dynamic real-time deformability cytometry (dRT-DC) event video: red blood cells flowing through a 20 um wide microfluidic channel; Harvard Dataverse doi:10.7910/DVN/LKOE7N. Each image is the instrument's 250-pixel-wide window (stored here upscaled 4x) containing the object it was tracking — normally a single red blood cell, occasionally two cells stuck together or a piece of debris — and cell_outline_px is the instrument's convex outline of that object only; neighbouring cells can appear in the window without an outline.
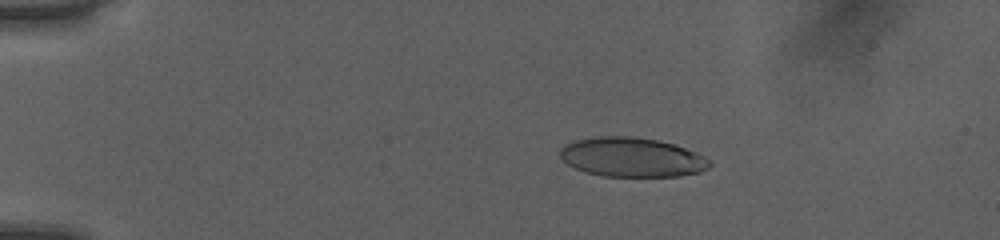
{"species": "human", "species_latin": "Homo sapiens", "temperature_condition": "room temperature", "stored_images_in_passage": 51, "camera_frame_rate_fps": 3000, "um_per_image_px": 0.085, "donor": {"sex": "female"}, "frame": {"image": 1, "passage_image": 10, "time_ms": 3.0, "image_size_px": [1000, 240], "cell_outline_px": [[712, 164], [708, 168], [700, 172], [680, 176], [604, 176], [584, 172], [568, 164], [560, 156], [560, 148], [576, 140], [600, 136], [632, 136], [656, 140], [672, 144], [696, 152], [704, 156]], "centroid_in_image_um": [53.72, 13.37], "position_along_channel_um": 31.3, "area_um2": 34.04}}
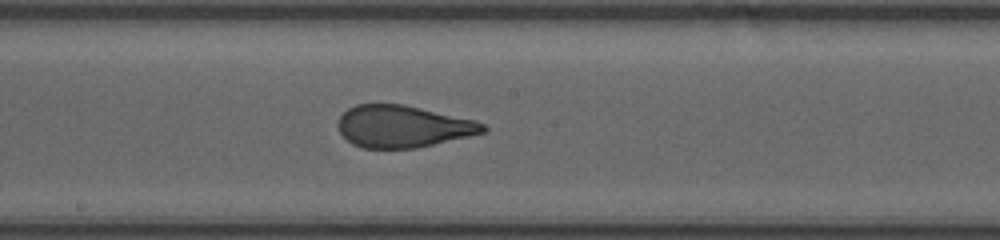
{"frame": {"image": 2, "passage_image": 29, "time_ms": 9.333, "image_size_px": [1000, 240], "cell_outline_px": [[488, 128], [484, 132], [468, 136], [416, 148], [360, 148], [352, 144], [340, 132], [336, 124], [340, 116], [348, 108], [356, 104], [400, 104], [472, 120], [484, 124]], "centroid_in_image_um": [34.17, 10.76], "position_along_channel_um": 214.0, "area_um2": 34.97}}
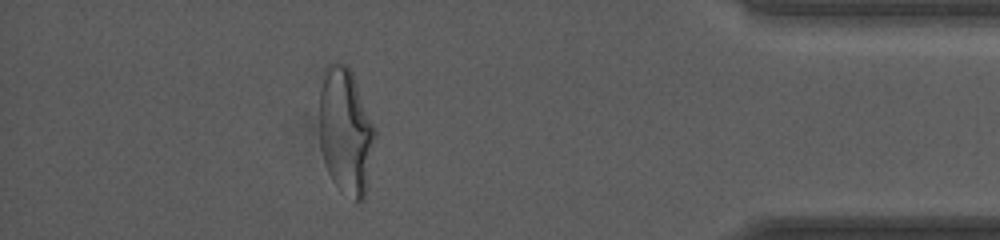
{"frame": {"image": 3, "passage_image": 46, "time_ms": 15.0, "image_size_px": [1000, 240], "cell_outline_px": [[376, 136], [364, 196], [356, 204], [340, 192], [332, 180], [324, 164], [320, 148], [320, 76], [324, 68], [328, 64], [344, 64], [352, 72], [376, 128]], "centroid_in_image_um": [29.37, 11.17], "position_along_channel_um": 405.8, "area_um2": 41.38}, "authors_computed_cell_mechanics": {"area_um2": 36.0672, "velocity_mm_per_s": 4.0425, "shape_relaxation_time_tau1_ms": 9.49, "shape_relaxation_time_tau2_ms": 0.749, "deformation_change_tau1": 0.2861, "deformation_change_tau2": 0.094}}